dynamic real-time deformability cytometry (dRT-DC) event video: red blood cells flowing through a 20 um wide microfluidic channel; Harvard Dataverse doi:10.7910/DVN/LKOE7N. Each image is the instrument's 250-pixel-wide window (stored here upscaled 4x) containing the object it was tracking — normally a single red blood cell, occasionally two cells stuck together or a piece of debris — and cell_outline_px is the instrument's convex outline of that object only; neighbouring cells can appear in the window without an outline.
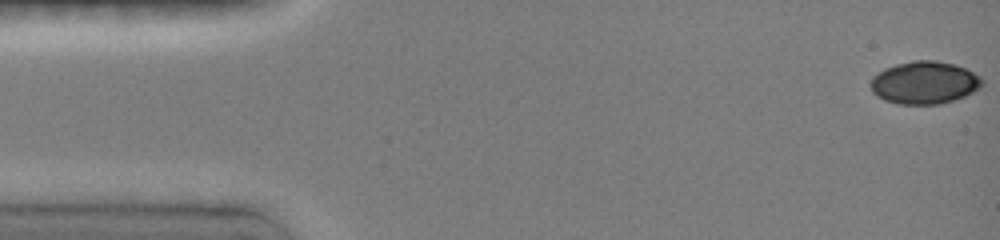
{"species": "common noctule bat (a hibernating species)", "species_latin": "Nyctalus noctula", "temperature_condition": "room temperature", "stored_images_in_passage": 31, "camera_frame_rate_fps": 3000, "um_per_image_px": 0.085, "animal": {"sex": "female", "body_mass_g": 19.0, "forearm_length_mm": 51.5}, "frame": {"image": 1, "passage_image": 1, "time_ms": 0.0, "image_size_px": [1000, 240], "cell_outline_px": [[984, 84], [980, 88], [964, 96], [940, 104], [896, 104], [884, 100], [876, 96], [872, 92], [872, 76], [884, 68], [896, 64], [912, 60], [936, 60], [956, 64], [980, 76], [984, 80]], "centroid_in_image_um": [78.58, 7.02], "position_along_channel_um": 6.4, "area_um2": 27.86}}
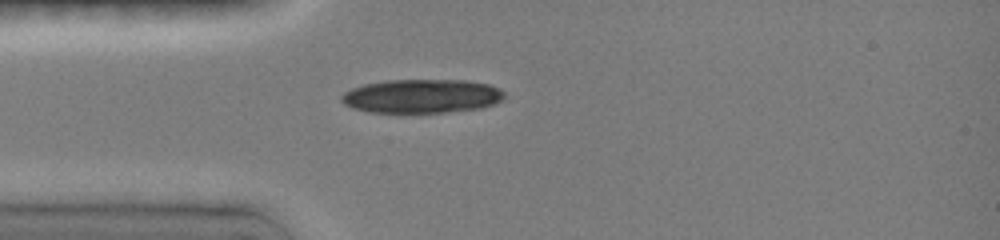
{"frame": {"image": 2, "passage_image": 11, "time_ms": 4.0, "image_size_px": [1000, 240], "cell_outline_px": [[504, 100], [496, 104], [480, 108], [444, 112], [404, 116], [400, 116], [368, 112], [352, 108], [344, 104], [340, 100], [340, 96], [344, 92], [352, 88], [364, 84], [388, 80], [460, 80], [488, 84], [504, 92]], "centroid_in_image_um": [35.77, 8.22], "position_along_channel_um": 49.2, "area_um2": 33.23}}